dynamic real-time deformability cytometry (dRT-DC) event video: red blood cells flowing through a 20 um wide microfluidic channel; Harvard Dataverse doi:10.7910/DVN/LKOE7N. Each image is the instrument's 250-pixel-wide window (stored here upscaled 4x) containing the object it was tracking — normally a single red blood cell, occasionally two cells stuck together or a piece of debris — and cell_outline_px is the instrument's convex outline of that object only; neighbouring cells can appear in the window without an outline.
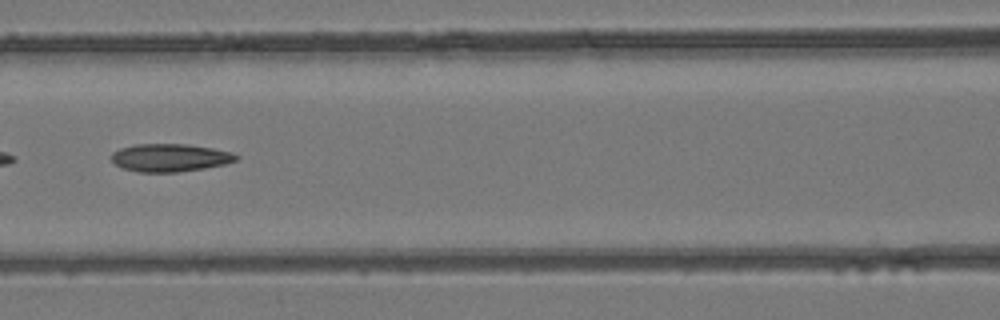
{"species": "common noctule bat (a hibernating species)", "species_latin": "Nyctalus noctula", "temperature_condition": "room temperature", "stored_images_in_passage": 26, "camera_frame_rate_fps": 3000, "um_per_image_px": 0.085, "animal": {"sex": "female", "body_mass_g": 24.6, "forearm_length_mm": 56.2}, "frame": {"image": 1, "passage_image": 12, "time_ms": 3.667, "image_size_px": [1000, 320], "cell_outline_px": [[240, 156], [236, 160], [224, 164], [204, 168], [176, 172], [136, 172], [124, 168], [116, 164], [112, 160], [112, 152], [120, 148], [136, 144], [188, 144], [212, 148], [232, 152]], "centroid_in_image_um": [14.45, 13.4], "position_along_channel_um": 152.1, "area_um2": 20.17}}
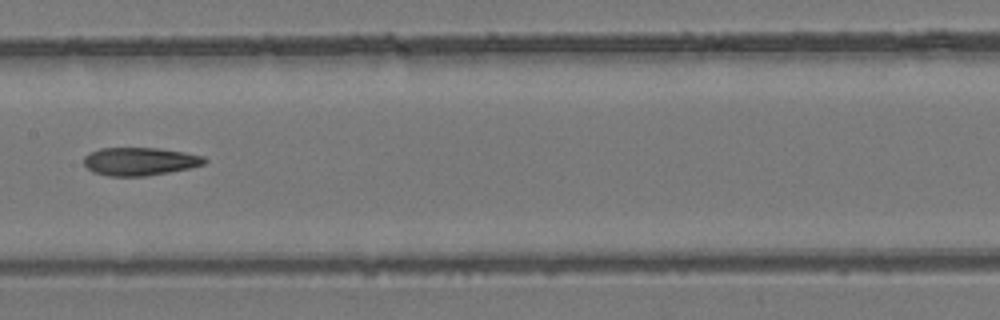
{"frame": {"image": 2, "passage_image": 15, "time_ms": 4.667, "image_size_px": [1000, 320], "cell_outline_px": [[208, 160], [204, 164], [188, 168], [168, 172], [144, 176], [108, 176], [92, 172], [84, 164], [84, 156], [88, 152], [100, 148], [160, 148], [184, 152], [204, 156]], "centroid_in_image_um": [11.86, 13.71], "position_along_channel_um": 195.5, "area_um2": 19.77}}
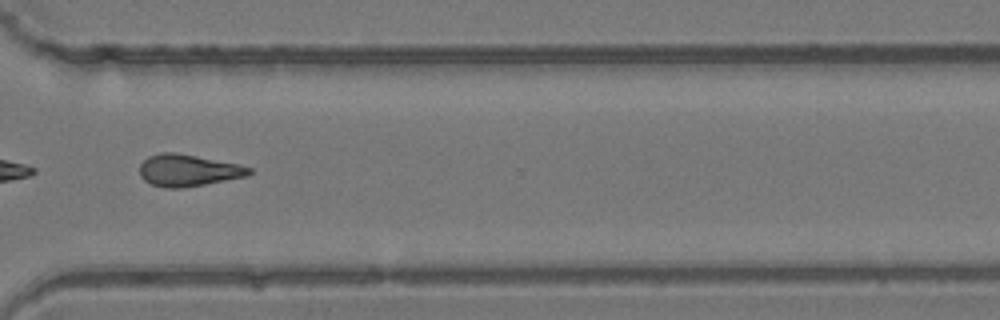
{"frame": {"image": 3, "passage_image": 26, "time_ms": 8.333, "image_size_px": [1000, 320], "cell_outline_px": [[252, 172], [248, 176], [184, 188], [164, 188], [152, 184], [144, 180], [140, 176], [140, 164], [148, 156], [160, 152], [176, 152], [236, 164], [252, 168]], "centroid_in_image_um": [15.96, 14.48], "position_along_channel_um": 354.6, "area_um2": 20.29}}